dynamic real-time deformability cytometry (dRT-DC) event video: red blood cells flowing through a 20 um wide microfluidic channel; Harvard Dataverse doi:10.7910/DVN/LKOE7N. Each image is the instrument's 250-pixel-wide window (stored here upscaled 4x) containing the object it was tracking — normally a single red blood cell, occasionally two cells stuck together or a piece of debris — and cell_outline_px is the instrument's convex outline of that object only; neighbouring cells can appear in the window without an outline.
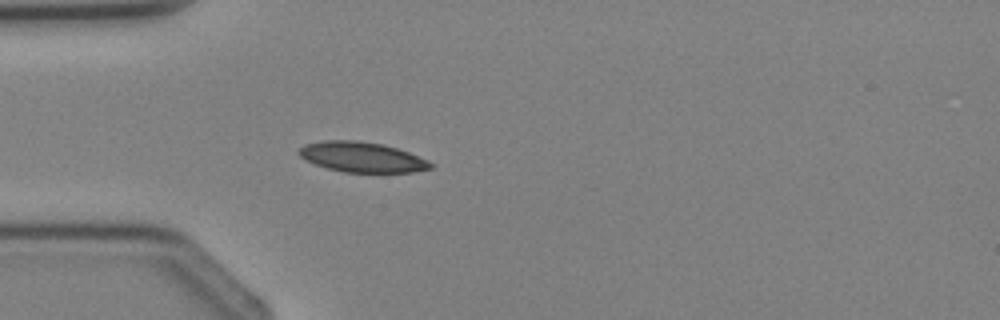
{"species": "Egyptian fruit bat (a non-hibernating species)", "species_latin": "Rousettus aegyptiacus", "temperature_condition": "cold", "stored_images_in_passage": 3, "camera_frame_rate_fps": 3000, "um_per_image_px": 0.085, "animal": {"sex": "female"}, "frame": {"image": 1, "passage_image": 3, "time_ms": 3.333, "image_size_px": [1000, 320], "cell_outline_px": [[432, 168], [412, 172], [344, 172], [328, 168], [316, 164], [300, 156], [296, 152], [304, 144], [324, 140], [360, 140], [384, 144], [408, 152], [428, 160], [432, 164]], "centroid_in_image_um": [30.76, 13.34], "position_along_channel_um": 54.2, "area_um2": 23.06}}